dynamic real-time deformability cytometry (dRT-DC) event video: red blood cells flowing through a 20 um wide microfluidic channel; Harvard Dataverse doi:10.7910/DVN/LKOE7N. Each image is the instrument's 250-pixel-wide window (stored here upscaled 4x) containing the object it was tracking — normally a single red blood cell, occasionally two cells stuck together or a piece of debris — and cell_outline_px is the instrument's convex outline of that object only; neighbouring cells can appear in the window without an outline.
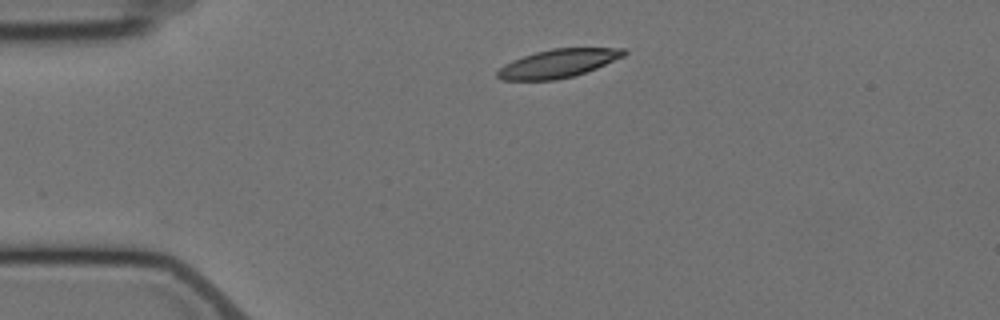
{"species": "Egyptian fruit bat (a non-hibernating species)", "species_latin": "Rousettus aegyptiacus", "temperature_condition": "cold", "stored_images_in_passage": 2, "camera_frame_rate_fps": 3000, "um_per_image_px": 0.085, "animal": {"sex": "female"}, "frame": {"image": 1, "passage_image": 2, "time_ms": 1.0, "image_size_px": [1000, 320], "cell_outline_px": [[628, 52], [624, 56], [596, 68], [572, 76], [556, 80], [500, 80], [496, 76], [496, 72], [504, 64], [512, 60], [536, 52], [552, 48], [624, 48]], "centroid_in_image_um": [47.42, 5.39], "position_along_channel_um": 37.6, "area_um2": 20.81}}